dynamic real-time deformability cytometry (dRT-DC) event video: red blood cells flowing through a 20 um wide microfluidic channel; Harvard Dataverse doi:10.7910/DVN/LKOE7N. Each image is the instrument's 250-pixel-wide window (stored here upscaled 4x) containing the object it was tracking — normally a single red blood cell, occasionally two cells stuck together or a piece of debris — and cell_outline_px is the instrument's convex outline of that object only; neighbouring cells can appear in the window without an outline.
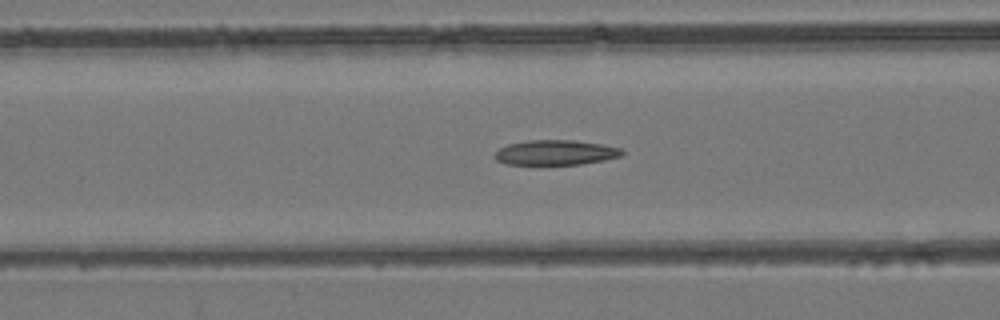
{"species": "common noctule bat (a hibernating species)", "species_latin": "Nyctalus noctula", "temperature_condition": "room temperature", "stored_images_in_passage": 50, "camera_frame_rate_fps": 3000, "um_per_image_px": 0.085, "animal": {"sex": "female", "body_mass_g": 24.6, "forearm_length_mm": 56.2}, "frame": {"image": 1, "passage_image": 20, "time_ms": 6.333, "image_size_px": [1000, 320], "cell_outline_px": [[624, 152], [620, 156], [604, 160], [580, 164], [504, 164], [496, 160], [492, 156], [500, 148], [508, 144], [528, 140], [572, 140], [600, 144], [620, 148]], "centroid_in_image_um": [47.18, 12.96], "position_along_channel_um": 119.4, "area_um2": 18.38}}
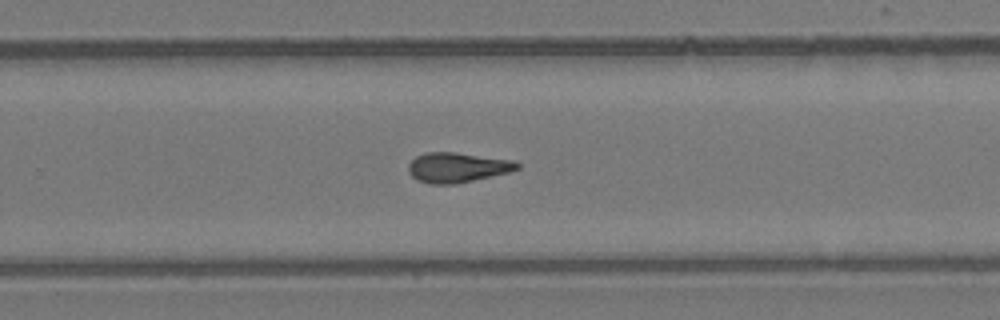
{"frame": {"image": 2, "passage_image": 32, "time_ms": 10.333, "image_size_px": [1000, 320], "cell_outline_px": [[520, 168], [508, 172], [456, 184], [428, 184], [416, 180], [408, 172], [408, 164], [416, 156], [424, 152], [456, 152], [516, 160], [520, 164]], "centroid_in_image_um": [38.86, 14.22], "position_along_channel_um": 290.9, "area_um2": 19.19}}
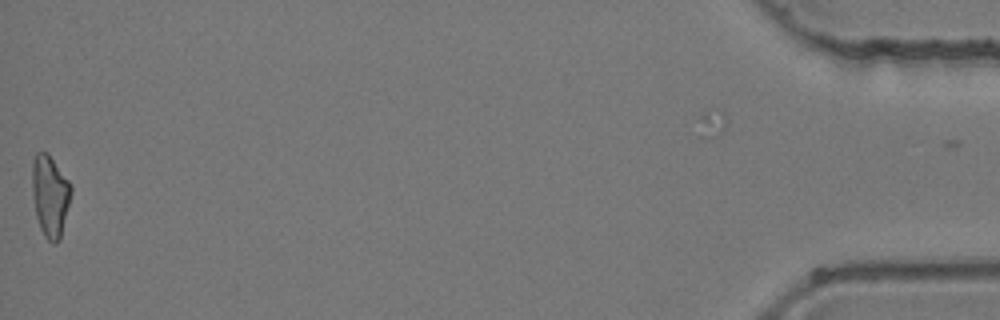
{"frame": {"image": 3, "passage_image": 49, "time_ms": 16.0, "image_size_px": [1000, 320], "cell_outline_px": [[72, 192], [60, 240], [56, 244], [52, 244], [44, 236], [40, 228], [36, 216], [32, 196], [32, 160], [36, 152], [48, 152], [72, 184]], "centroid_in_image_um": [4.26, 16.63], "position_along_channel_um": 430.9, "area_um2": 18.9}}